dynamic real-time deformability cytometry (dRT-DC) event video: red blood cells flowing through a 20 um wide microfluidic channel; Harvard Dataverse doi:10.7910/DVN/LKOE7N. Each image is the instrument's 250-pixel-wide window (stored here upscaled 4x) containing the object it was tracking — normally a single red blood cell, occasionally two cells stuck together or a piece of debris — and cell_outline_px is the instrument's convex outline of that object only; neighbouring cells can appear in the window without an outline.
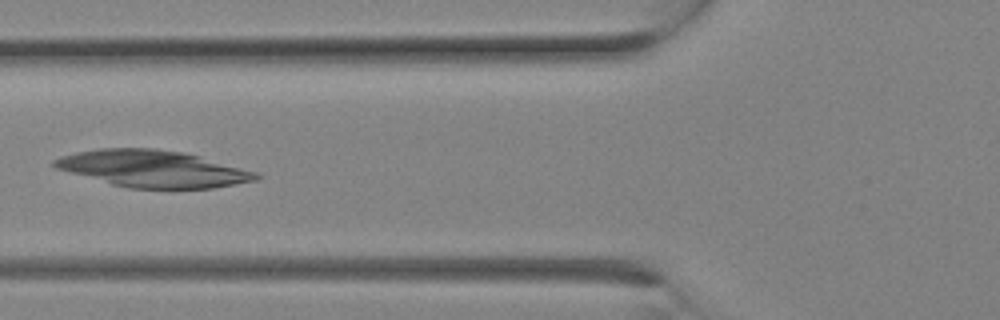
{"species": "Egyptian fruit bat (a non-hibernating species)", "species_latin": "Rousettus aegyptiacus", "temperature_condition": "room temperature", "stored_images_in_passage": 10, "camera_frame_rate_fps": 3000, "um_per_image_px": 0.085, "animal": {"sex": "female"}, "frame": {"image": 1, "passage_image": 9, "time_ms": 2.667, "image_size_px": [1000, 320], "cell_outline_px": [[264, 176], [256, 180], [212, 188], [128, 188], [112, 184], [56, 168], [52, 164], [52, 160], [60, 156], [76, 152], [100, 148], [156, 148], [180, 152], [200, 156], [256, 172]], "centroid_in_image_um": [12.99, 14.33], "position_along_channel_um": 112.8, "area_um2": 42.89}}